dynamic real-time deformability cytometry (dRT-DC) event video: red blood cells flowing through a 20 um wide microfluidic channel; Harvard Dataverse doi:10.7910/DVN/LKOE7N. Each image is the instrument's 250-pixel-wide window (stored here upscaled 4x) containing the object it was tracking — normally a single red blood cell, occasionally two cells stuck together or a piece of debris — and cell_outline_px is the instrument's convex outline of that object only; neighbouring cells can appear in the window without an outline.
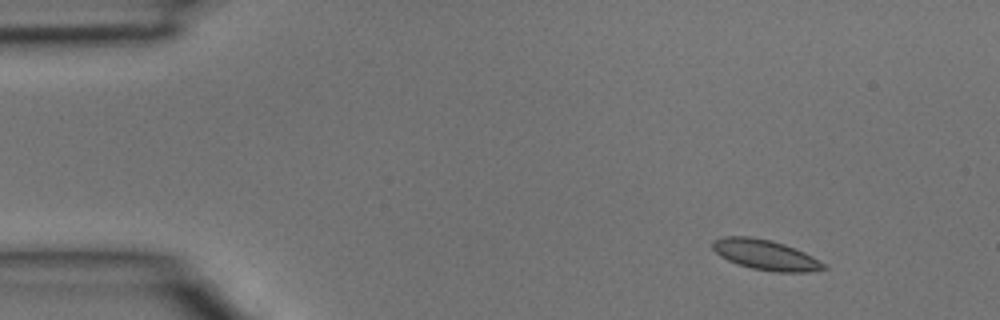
{"species": "common noctule bat (a hibernating species)", "species_latin": "Nyctalus noctula", "temperature_condition": "room temperature", "stored_images_in_passage": 3, "camera_frame_rate_fps": 3000, "um_per_image_px": 0.085, "animal": {"sex": "male", "body_mass_g": 15.6}, "frame": {"image": 1, "passage_image": 1, "time_ms": 0.0, "image_size_px": [1000, 320], "cell_outline_px": [[828, 268], [808, 272], [776, 272], [752, 268], [728, 260], [720, 256], [712, 248], [712, 240], [724, 236], [748, 236], [768, 240], [784, 244], [804, 252], [812, 256], [824, 264]], "centroid_in_image_um": [65.04, 21.66], "position_along_channel_um": 20.0, "area_um2": 19.31}}
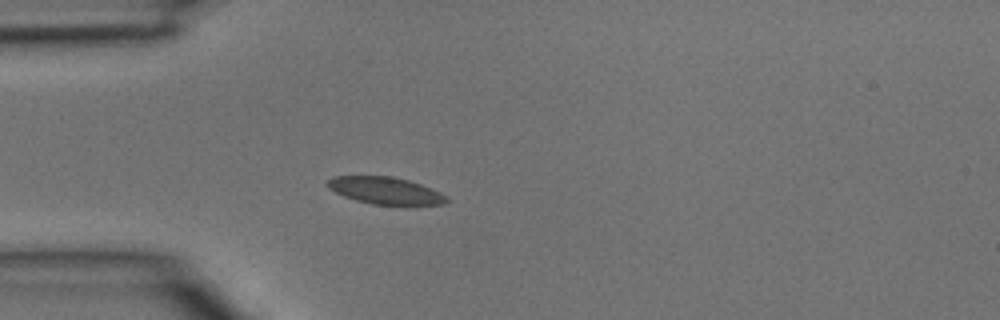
{"frame": {"image": 2, "passage_image": 3, "time_ms": 0.667, "image_size_px": [1000, 320], "cell_outline_px": [[452, 200], [444, 204], [412, 208], [372, 204], [356, 200], [344, 196], [328, 188], [324, 184], [332, 176], [392, 176], [408, 180], [432, 188], [448, 196]], "centroid_in_image_um": [32.87, 16.25], "position_along_channel_um": 52.1, "area_um2": 19.83}}